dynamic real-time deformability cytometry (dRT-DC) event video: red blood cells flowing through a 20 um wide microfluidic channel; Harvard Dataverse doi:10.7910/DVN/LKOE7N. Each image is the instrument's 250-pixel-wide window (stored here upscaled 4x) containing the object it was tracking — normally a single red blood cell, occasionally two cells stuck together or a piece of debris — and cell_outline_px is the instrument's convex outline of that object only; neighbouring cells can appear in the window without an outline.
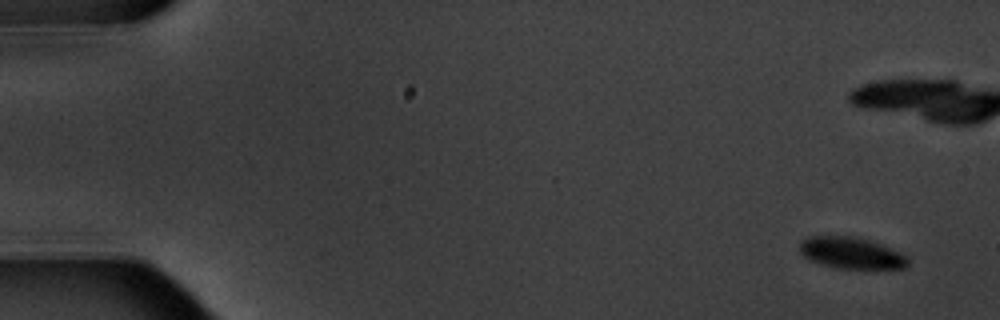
{"species": "common noctule bat (a hibernating species)", "species_latin": "Nyctalus noctula", "temperature_condition": "warm", "stored_images_in_passage": 7, "camera_frame_rate_fps": 3000, "um_per_image_px": 0.085, "animal": {"sex": "male", "body_mass_g": 20.1, "forearm_length_mm": 53.5}, "frame": {"image": 1, "passage_image": 1, "time_ms": 0.0, "image_size_px": [1000, 320], "cell_outline_px": [[908, 264], [904, 268], [836, 268], [820, 264], [808, 260], [800, 252], [800, 240], [808, 236], [852, 236], [868, 240], [904, 252], [908, 260]], "centroid_in_image_um": [72.34, 21.5], "position_along_channel_um": 12.7, "area_um2": 19.94}}
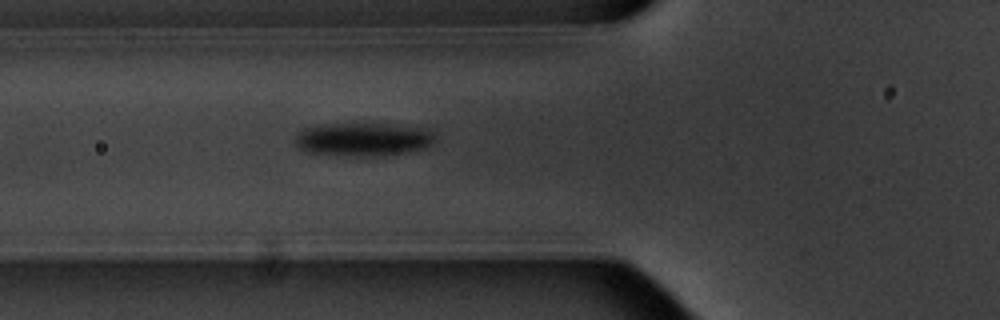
{"frame": {"image": 2, "passage_image": 7, "time_ms": 8.0, "image_size_px": [1000, 320], "cell_outline_px": [[436, 140], [432, 144], [424, 148], [408, 152], [364, 156], [344, 156], [308, 152], [300, 148], [296, 144], [296, 136], [300, 132], [308, 128], [332, 124], [372, 124], [416, 128], [432, 132], [436, 136]], "centroid_in_image_um": [30.87, 11.87], "position_along_channel_um": 94.9, "area_um2": 26.3}}